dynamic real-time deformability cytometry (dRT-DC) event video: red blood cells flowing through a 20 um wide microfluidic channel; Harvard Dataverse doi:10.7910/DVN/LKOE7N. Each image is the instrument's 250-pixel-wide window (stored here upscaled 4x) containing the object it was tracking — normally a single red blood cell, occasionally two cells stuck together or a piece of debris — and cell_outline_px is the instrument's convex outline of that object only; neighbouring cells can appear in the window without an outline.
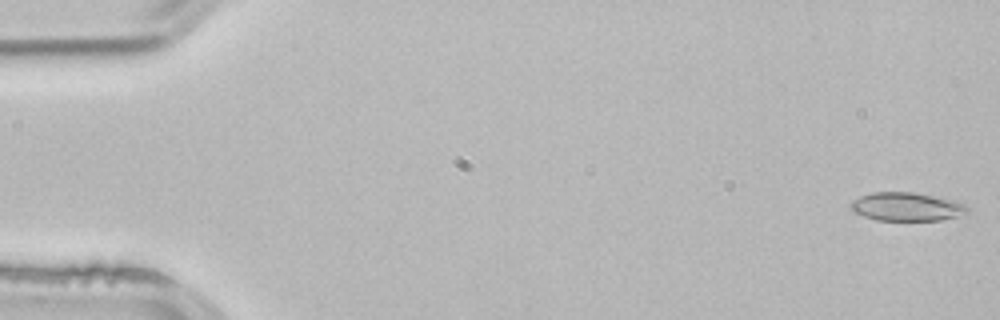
{"species": "common noctule bat (a hibernating species)", "species_latin": "Nyctalus noctula", "temperature_condition": "room temperature", "stored_images_in_passage": 47, "camera_frame_rate_fps": 3000, "um_per_image_px": 0.085, "animal": {"sex": "male", "body_mass_g": 21.5, "forearm_length_mm": 52.0}, "frame": {"image": 1, "passage_image": 1, "time_ms": 0.0, "image_size_px": [1000, 320], "cell_outline_px": [[968, 212], [956, 216], [940, 220], [876, 220], [852, 212], [848, 204], [852, 200], [860, 196], [872, 192], [916, 192], [952, 200], [964, 204], [968, 208]], "centroid_in_image_um": [76.99, 17.56], "position_along_channel_um": 8.0, "area_um2": 19.36}}
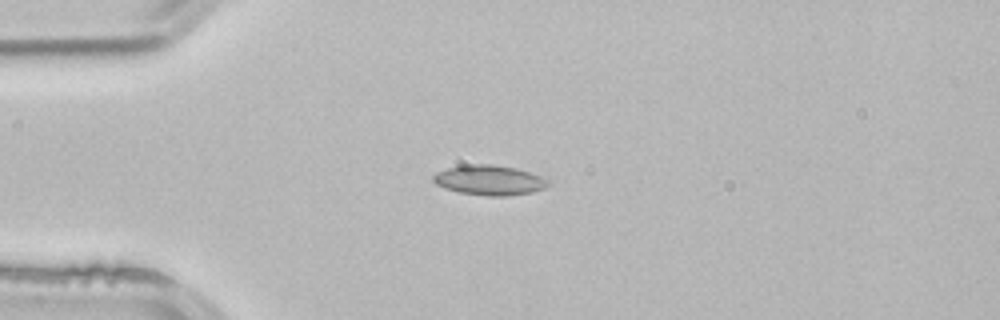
{"frame": {"image": 2, "passage_image": 13, "time_ms": 4.0, "image_size_px": [1000, 320], "cell_outline_px": [[552, 184], [544, 188], [532, 192], [504, 196], [488, 196], [460, 192], [444, 188], [436, 184], [432, 180], [432, 176], [436, 172], [448, 168], [464, 164], [488, 164], [516, 168], [544, 176]], "centroid_in_image_um": [41.61, 15.31], "position_along_channel_um": 43.4, "area_um2": 20.17}, "authors_computed_cell_mechanics": {"area_um2": 17.9758, "velocity_mm_per_s": 3.8962, "shape_relaxation_time_tau1_ms": 10.3854, "shape_relaxation_time_tau2_ms": 2.4896, "deformation_change_tau1": 0.1631, "deformation_change_tau2": 0.0693}}